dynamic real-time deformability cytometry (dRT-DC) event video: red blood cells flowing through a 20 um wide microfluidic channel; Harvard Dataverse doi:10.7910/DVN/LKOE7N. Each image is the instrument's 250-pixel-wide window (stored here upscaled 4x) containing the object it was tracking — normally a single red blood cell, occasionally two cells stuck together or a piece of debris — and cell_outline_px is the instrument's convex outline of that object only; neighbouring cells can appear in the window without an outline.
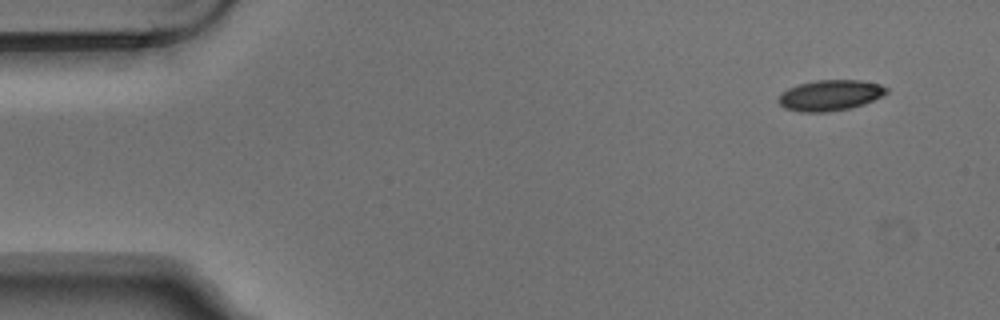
{"species": "Egyptian fruit bat (a non-hibernating species)", "species_latin": "Rousettus aegyptiacus", "temperature_condition": "warm", "stored_images_in_passage": 5, "camera_frame_rate_fps": 3000, "um_per_image_px": 0.085, "animal": {"sex": "male"}, "frame": {"image": 1, "passage_image": 1, "time_ms": 0.0, "image_size_px": [1000, 320], "cell_outline_px": [[888, 92], [864, 104], [848, 108], [828, 112], [800, 112], [784, 108], [776, 100], [788, 88], [800, 84], [816, 80], [860, 80], [880, 84], [888, 88]], "centroid_in_image_um": [70.55, 8.1], "position_along_channel_um": 14.5, "area_um2": 19.19}}
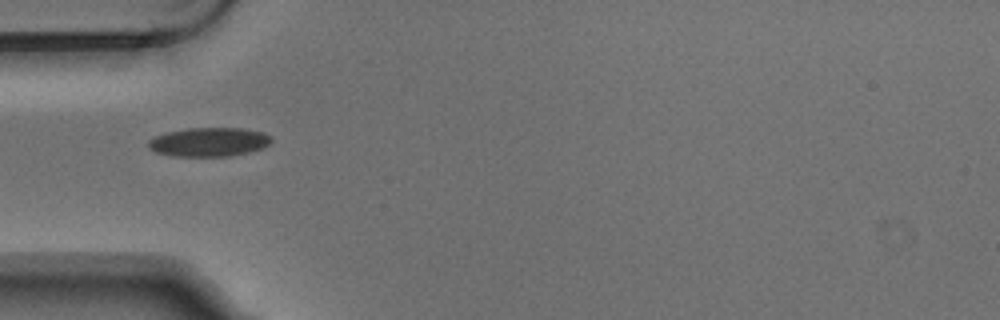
{"frame": {"image": 2, "passage_image": 4, "time_ms": 1.0, "image_size_px": [1000, 320], "cell_outline_px": [[272, 140], [264, 148], [248, 152], [228, 156], [172, 156], [156, 152], [148, 148], [148, 140], [156, 136], [168, 132], [188, 128], [240, 128], [260, 132], [272, 136]], "centroid_in_image_um": [17.75, 12.07], "position_along_channel_um": 67.2, "area_um2": 20.63}}
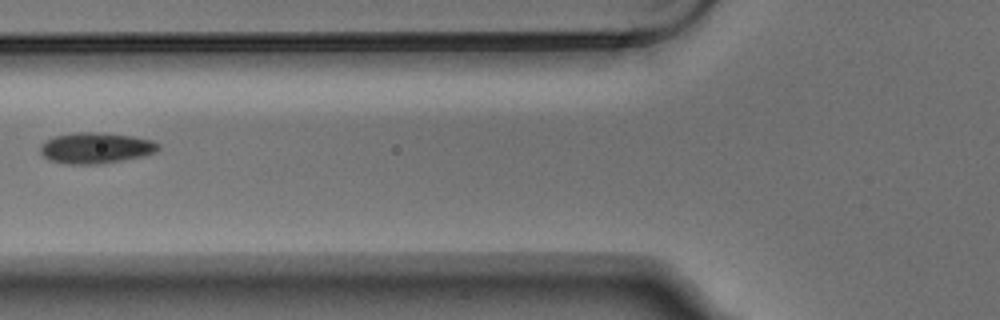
{"frame": {"image": 3, "passage_image": 5, "time_ms": 1.333, "image_size_px": [1000, 320], "cell_outline_px": [[160, 148], [156, 152], [144, 156], [96, 164], [68, 164], [48, 160], [40, 152], [40, 144], [44, 140], [56, 136], [72, 132], [96, 132], [132, 136], [152, 140], [160, 144]], "centroid_in_image_um": [8.12, 12.57], "position_along_channel_um": 117.7, "area_um2": 21.33}}